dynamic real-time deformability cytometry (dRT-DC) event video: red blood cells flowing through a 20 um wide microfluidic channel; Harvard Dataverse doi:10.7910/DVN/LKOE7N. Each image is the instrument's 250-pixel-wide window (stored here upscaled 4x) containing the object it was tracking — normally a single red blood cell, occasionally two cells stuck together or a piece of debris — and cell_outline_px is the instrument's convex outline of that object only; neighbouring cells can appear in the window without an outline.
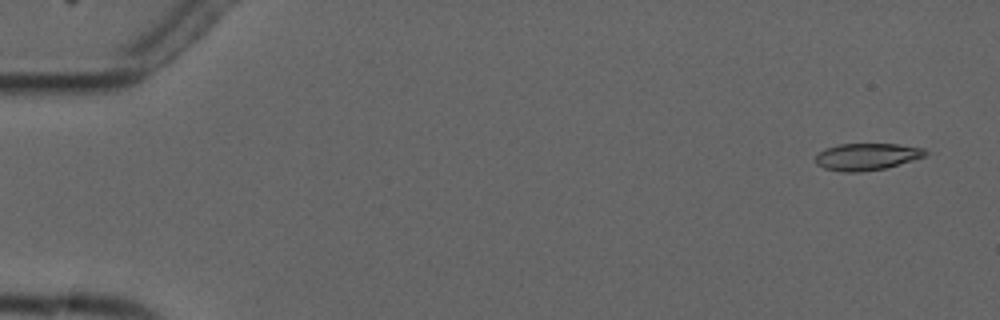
{"species": "common noctule bat (a hibernating species)", "species_latin": "Nyctalus noctula", "temperature_condition": "cold", "stored_images_in_passage": 5, "camera_frame_rate_fps": 3000, "um_per_image_px": 0.085, "animal": {"sex": "male", "forearm_length_mm": 52.5}, "frame": {"image": 1, "passage_image": 1, "time_ms": 0.0, "image_size_px": [1000, 320], "cell_outline_px": [[936, 152], [912, 160], [884, 168], [860, 172], [840, 172], [824, 168], [816, 164], [816, 156], [824, 148], [840, 144], [896, 144], [924, 148]], "centroid_in_image_um": [73.71, 13.31], "position_along_channel_um": 11.3, "area_um2": 17.34}}
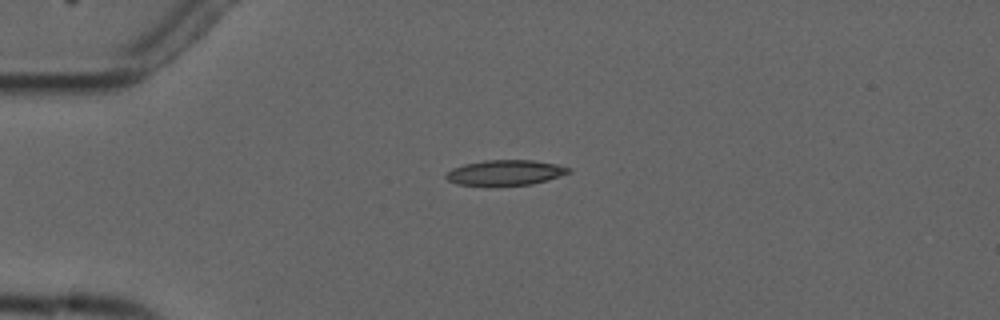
{"frame": {"image": 2, "passage_image": 4, "time_ms": 3.667, "image_size_px": [1000, 320], "cell_outline_px": [[572, 172], [548, 180], [532, 184], [488, 188], [456, 184], [448, 180], [444, 176], [452, 168], [464, 164], [484, 160], [532, 160], [556, 164], [572, 168]], "centroid_in_image_um": [42.92, 14.71], "position_along_channel_um": 42.1, "area_um2": 18.84}}